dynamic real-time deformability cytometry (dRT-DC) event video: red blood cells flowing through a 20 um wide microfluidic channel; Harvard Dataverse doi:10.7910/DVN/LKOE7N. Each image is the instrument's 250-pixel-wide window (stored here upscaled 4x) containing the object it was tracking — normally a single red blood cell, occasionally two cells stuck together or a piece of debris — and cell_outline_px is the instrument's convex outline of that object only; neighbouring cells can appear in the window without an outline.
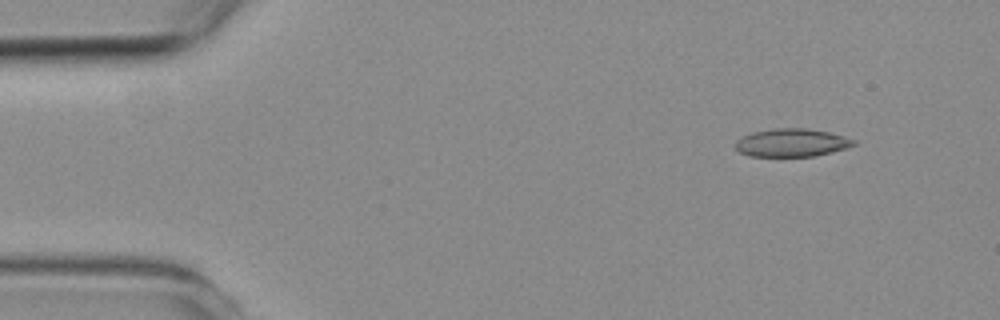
{"species": "common noctule bat (a hibernating species)", "species_latin": "Nyctalus noctula", "temperature_condition": "room temperature", "stored_images_in_passage": 6, "camera_frame_rate_fps": 3000, "um_per_image_px": 0.085, "animal": {"sex": "female", "body_mass_g": 19.3, "forearm_length_mm": 54.1}, "frame": {"image": 1, "passage_image": 1, "time_ms": 0.0, "image_size_px": [1000, 320], "cell_outline_px": [[856, 144], [848, 148], [816, 156], [748, 156], [740, 152], [736, 148], [736, 140], [752, 132], [776, 128], [804, 128], [828, 132], [844, 136], [856, 140]], "centroid_in_image_um": [67.32, 12.13], "position_along_channel_um": 17.7, "area_um2": 19.31}}
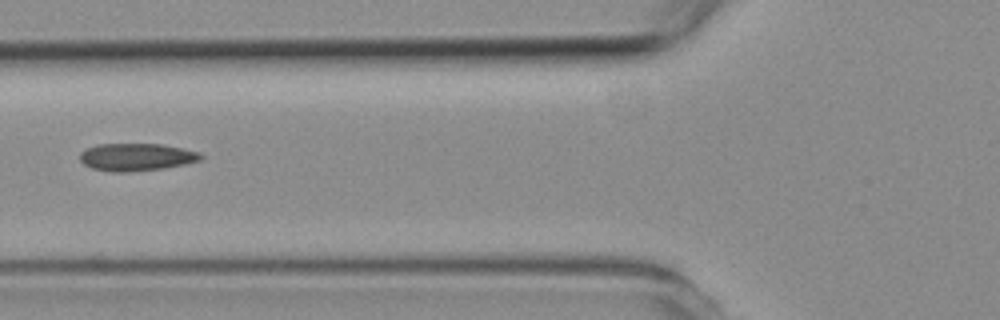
{"frame": {"image": 2, "passage_image": 4, "time_ms": 4.667, "image_size_px": [1000, 320], "cell_outline_px": [[204, 156], [200, 160], [184, 164], [164, 168], [128, 172], [112, 172], [92, 168], [84, 164], [80, 160], [80, 152], [88, 148], [100, 144], [160, 144], [200, 152]], "centroid_in_image_um": [11.59, 13.35], "position_along_channel_um": 114.2, "area_um2": 19.25}}
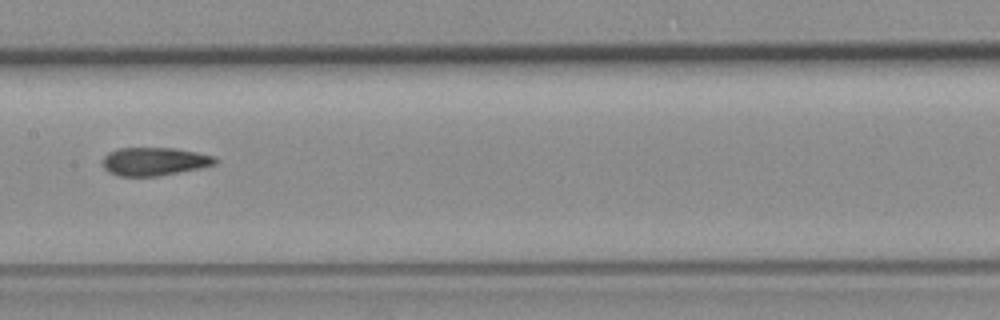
{"frame": {"image": 3, "passage_image": 6, "time_ms": 6.667, "image_size_px": [1000, 320], "cell_outline_px": [[220, 160], [216, 164], [200, 168], [156, 176], [120, 176], [108, 172], [104, 168], [104, 156], [108, 152], [120, 148], [172, 148], [196, 152], [216, 156]], "centroid_in_image_um": [13.15, 13.72], "position_along_channel_um": 194.2, "area_um2": 18.44}}